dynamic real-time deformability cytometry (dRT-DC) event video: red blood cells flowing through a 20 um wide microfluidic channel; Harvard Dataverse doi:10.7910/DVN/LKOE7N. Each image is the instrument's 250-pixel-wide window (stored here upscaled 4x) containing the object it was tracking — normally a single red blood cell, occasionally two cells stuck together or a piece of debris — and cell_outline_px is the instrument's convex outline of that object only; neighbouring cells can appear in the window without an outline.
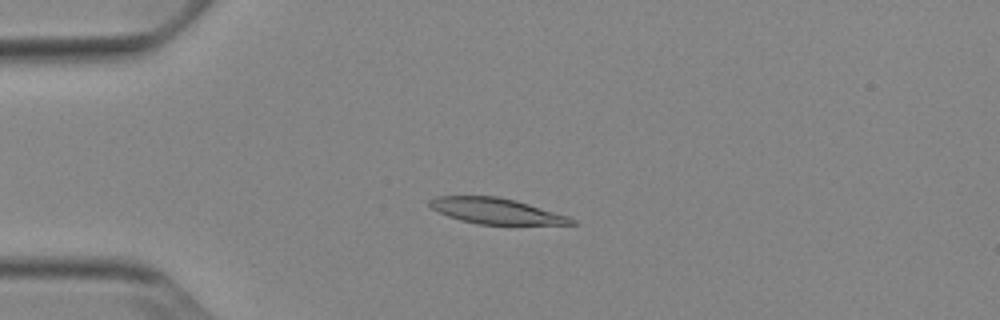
{"species": "Egyptian fruit bat (a non-hibernating species)", "species_latin": "Rousettus aegyptiacus", "temperature_condition": "cold", "stored_images_in_passage": 52, "camera_frame_rate_fps": 3000, "um_per_image_px": 0.085, "animal": {"sex": "female"}, "frame": {"image": 1, "passage_image": 13, "time_ms": 4.0, "image_size_px": [1000, 320], "cell_outline_px": [[576, 224], [476, 224], [460, 220], [448, 216], [432, 208], [428, 204], [428, 200], [436, 196], [496, 196], [516, 200], [568, 216], [576, 220]], "centroid_in_image_um": [42.14, 17.93], "position_along_channel_um": 42.9, "area_um2": 21.1}}
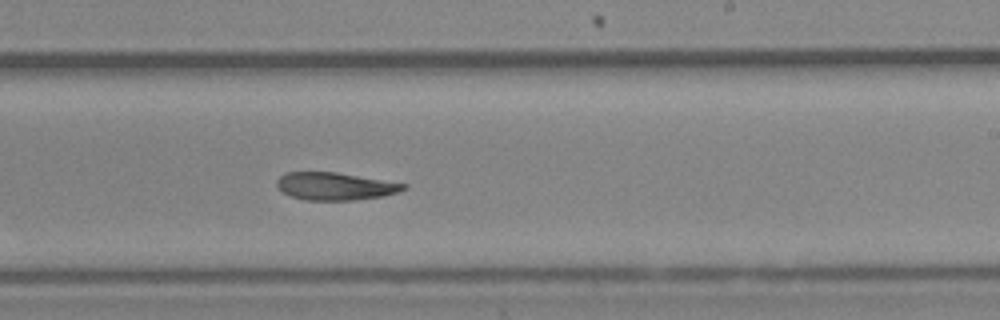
{"frame": {"image": 2, "passage_image": 32, "time_ms": 10.333, "image_size_px": [1000, 320], "cell_outline_px": [[408, 188], [384, 196], [352, 200], [304, 200], [292, 196], [284, 192], [276, 184], [276, 180], [284, 172], [336, 172], [408, 184]], "centroid_in_image_um": [28.49, 15.82], "position_along_channel_um": 260.5, "area_um2": 20.29}}
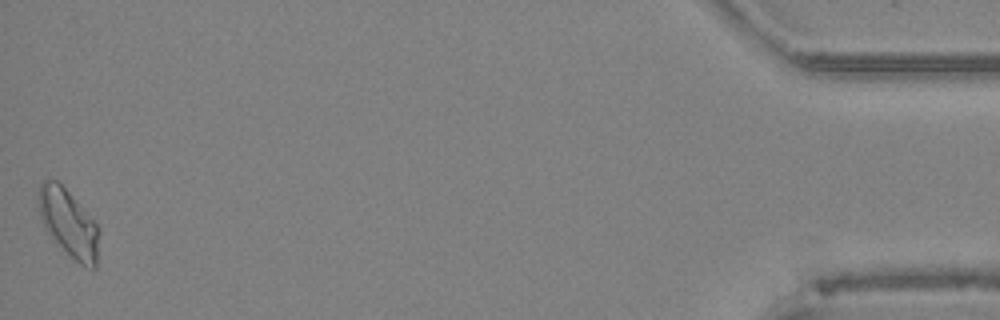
{"frame": {"image": 3, "passage_image": 52, "time_ms": 17.0, "image_size_px": [1000, 320], "cell_outline_px": [[100, 232], [96, 268], [92, 268], [80, 264], [52, 240], [44, 228], [40, 216], [36, 200], [36, 196], [40, 184], [44, 180], [56, 180], [96, 220], [100, 228]], "centroid_in_image_um": [5.83, 18.97], "position_along_channel_um": 429.4, "area_um2": 24.33}, "authors_computed_cell_mechanics": {"area_um2": 21.675, "velocity_mm_per_s": 3.8617, "shape_relaxation_time_tau1_ms": null, "shape_relaxation_time_tau2_ms": 2.7937, "deformation_change_tau1": null, "deformation_change_tau2": 0.0918}}